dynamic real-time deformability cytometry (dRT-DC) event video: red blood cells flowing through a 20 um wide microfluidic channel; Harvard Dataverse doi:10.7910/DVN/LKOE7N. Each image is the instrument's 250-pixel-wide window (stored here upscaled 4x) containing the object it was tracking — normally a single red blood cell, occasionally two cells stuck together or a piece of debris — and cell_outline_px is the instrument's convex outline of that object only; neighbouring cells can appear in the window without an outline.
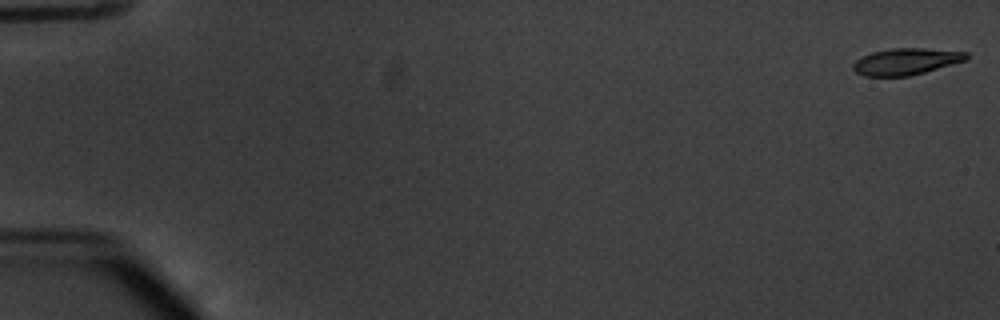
{"species": "common noctule bat (a hibernating species)", "species_latin": "Nyctalus noctula", "temperature_condition": "warm", "stored_images_in_passage": 54, "camera_frame_rate_fps": 3000, "um_per_image_px": 0.085, "animal": {"sex": "male", "body_mass_g": 20.1, "forearm_length_mm": 53.5}, "frame": {"image": 1, "passage_image": 1, "time_ms": 0.0, "image_size_px": [1000, 320], "cell_outline_px": [[968, 60], [924, 72], [908, 76], [864, 76], [856, 72], [852, 68], [852, 64], [856, 60], [872, 52], [892, 48], [924, 48], [968, 52]], "centroid_in_image_um": [77.03, 5.22], "position_along_channel_um": 8.0, "area_um2": 17.51}}
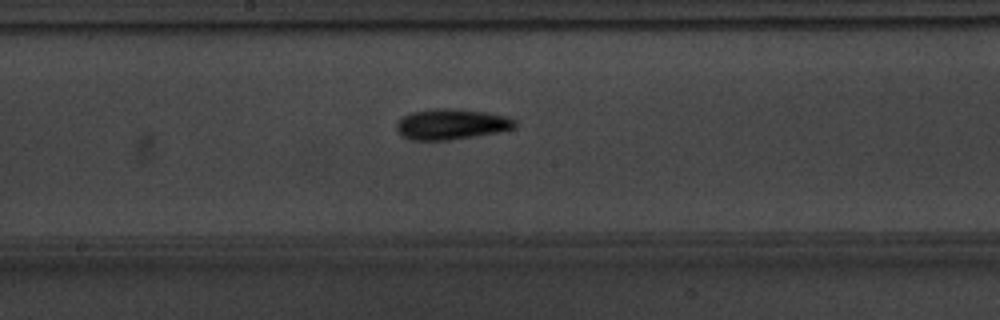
{"frame": {"image": 2, "passage_image": 30, "time_ms": 9.667, "image_size_px": [1000, 320], "cell_outline_px": [[516, 128], [500, 132], [448, 140], [412, 140], [400, 136], [396, 128], [396, 124], [404, 116], [412, 112], [436, 108], [460, 108], [488, 112], [508, 116], [516, 120]], "centroid_in_image_um": [38.41, 10.55], "position_along_channel_um": 209.8, "area_um2": 21.44}}
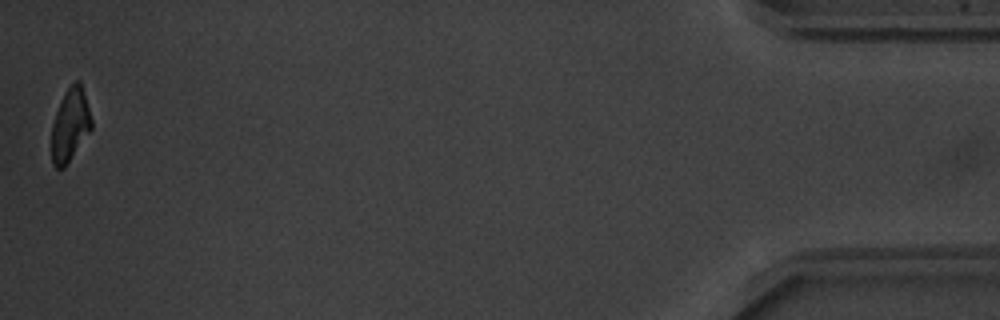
{"frame": {"image": 3, "passage_image": 54, "time_ms": 17.667, "image_size_px": [1000, 320], "cell_outline_px": [[92, 128], [64, 168], [56, 168], [52, 164], [52, 124], [60, 100], [64, 92], [72, 80], [80, 80], [92, 120]], "centroid_in_image_um": [5.96, 10.58], "position_along_channel_um": 429.2, "area_um2": 16.94}, "authors_computed_cell_mechanics": {"area_um2": 18.785, "velocity_mm_per_s": 3.7999, "shape_relaxation_time_tau1_ms": 3.54, "shape_relaxation_time_tau2_ms": 11.3642, "deformation_change_tau1": 0.153, "deformation_change_tau2": 0.2296}}